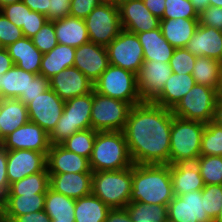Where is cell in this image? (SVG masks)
Masks as SVG:
<instances>
[{"mask_svg":"<svg viewBox=\"0 0 222 222\" xmlns=\"http://www.w3.org/2000/svg\"><path fill=\"white\" fill-rule=\"evenodd\" d=\"M173 116L152 102L132 106L122 132L134 164H169Z\"/></svg>","mask_w":222,"mask_h":222,"instance_id":"1","label":"cell"},{"mask_svg":"<svg viewBox=\"0 0 222 222\" xmlns=\"http://www.w3.org/2000/svg\"><path fill=\"white\" fill-rule=\"evenodd\" d=\"M169 164H134L130 202L168 206L173 199Z\"/></svg>","mask_w":222,"mask_h":222,"instance_id":"2","label":"cell"},{"mask_svg":"<svg viewBox=\"0 0 222 222\" xmlns=\"http://www.w3.org/2000/svg\"><path fill=\"white\" fill-rule=\"evenodd\" d=\"M89 164L92 172L121 170L133 166L123 132H97Z\"/></svg>","mask_w":222,"mask_h":222,"instance_id":"3","label":"cell"},{"mask_svg":"<svg viewBox=\"0 0 222 222\" xmlns=\"http://www.w3.org/2000/svg\"><path fill=\"white\" fill-rule=\"evenodd\" d=\"M206 123L173 116L169 165L196 162L201 155V141Z\"/></svg>","mask_w":222,"mask_h":222,"instance_id":"4","label":"cell"},{"mask_svg":"<svg viewBox=\"0 0 222 222\" xmlns=\"http://www.w3.org/2000/svg\"><path fill=\"white\" fill-rule=\"evenodd\" d=\"M132 192V166L121 170L93 172L92 194L111 209L125 208Z\"/></svg>","mask_w":222,"mask_h":222,"instance_id":"5","label":"cell"},{"mask_svg":"<svg viewBox=\"0 0 222 222\" xmlns=\"http://www.w3.org/2000/svg\"><path fill=\"white\" fill-rule=\"evenodd\" d=\"M93 91L65 101L62 116L49 134L50 145L61 144L75 132L90 129Z\"/></svg>","mask_w":222,"mask_h":222,"instance_id":"6","label":"cell"},{"mask_svg":"<svg viewBox=\"0 0 222 222\" xmlns=\"http://www.w3.org/2000/svg\"><path fill=\"white\" fill-rule=\"evenodd\" d=\"M94 91L118 99L132 106L142 103L137 85V74L109 65L93 84Z\"/></svg>","mask_w":222,"mask_h":222,"instance_id":"7","label":"cell"},{"mask_svg":"<svg viewBox=\"0 0 222 222\" xmlns=\"http://www.w3.org/2000/svg\"><path fill=\"white\" fill-rule=\"evenodd\" d=\"M89 40L107 47L123 30L117 3L100 2L84 19Z\"/></svg>","mask_w":222,"mask_h":222,"instance_id":"8","label":"cell"},{"mask_svg":"<svg viewBox=\"0 0 222 222\" xmlns=\"http://www.w3.org/2000/svg\"><path fill=\"white\" fill-rule=\"evenodd\" d=\"M132 108L130 103L99 94L93 90L91 127L94 131H122Z\"/></svg>","mask_w":222,"mask_h":222,"instance_id":"9","label":"cell"},{"mask_svg":"<svg viewBox=\"0 0 222 222\" xmlns=\"http://www.w3.org/2000/svg\"><path fill=\"white\" fill-rule=\"evenodd\" d=\"M217 102V89L195 84L172 112L175 117L209 123Z\"/></svg>","mask_w":222,"mask_h":222,"instance_id":"10","label":"cell"},{"mask_svg":"<svg viewBox=\"0 0 222 222\" xmlns=\"http://www.w3.org/2000/svg\"><path fill=\"white\" fill-rule=\"evenodd\" d=\"M106 49L110 65L138 74L144 55L137 34L122 30Z\"/></svg>","mask_w":222,"mask_h":222,"instance_id":"11","label":"cell"},{"mask_svg":"<svg viewBox=\"0 0 222 222\" xmlns=\"http://www.w3.org/2000/svg\"><path fill=\"white\" fill-rule=\"evenodd\" d=\"M64 105L65 101L49 88L26 105L29 120L50 134L62 116Z\"/></svg>","mask_w":222,"mask_h":222,"instance_id":"12","label":"cell"},{"mask_svg":"<svg viewBox=\"0 0 222 222\" xmlns=\"http://www.w3.org/2000/svg\"><path fill=\"white\" fill-rule=\"evenodd\" d=\"M48 152L20 149L7 150V177L9 185L37 172H48Z\"/></svg>","mask_w":222,"mask_h":222,"instance_id":"13","label":"cell"},{"mask_svg":"<svg viewBox=\"0 0 222 222\" xmlns=\"http://www.w3.org/2000/svg\"><path fill=\"white\" fill-rule=\"evenodd\" d=\"M172 73L169 63L144 60L137 74L138 91L142 102H152L162 92Z\"/></svg>","mask_w":222,"mask_h":222,"instance_id":"14","label":"cell"},{"mask_svg":"<svg viewBox=\"0 0 222 222\" xmlns=\"http://www.w3.org/2000/svg\"><path fill=\"white\" fill-rule=\"evenodd\" d=\"M117 4L123 30L137 34L160 26V19L150 12L143 0H119Z\"/></svg>","mask_w":222,"mask_h":222,"instance_id":"15","label":"cell"},{"mask_svg":"<svg viewBox=\"0 0 222 222\" xmlns=\"http://www.w3.org/2000/svg\"><path fill=\"white\" fill-rule=\"evenodd\" d=\"M167 217L175 222H213L204 210L202 190L174 196L167 206Z\"/></svg>","mask_w":222,"mask_h":222,"instance_id":"16","label":"cell"},{"mask_svg":"<svg viewBox=\"0 0 222 222\" xmlns=\"http://www.w3.org/2000/svg\"><path fill=\"white\" fill-rule=\"evenodd\" d=\"M1 146L7 150L28 149L37 152H48L49 134L39 125L28 122L7 135Z\"/></svg>","mask_w":222,"mask_h":222,"instance_id":"17","label":"cell"},{"mask_svg":"<svg viewBox=\"0 0 222 222\" xmlns=\"http://www.w3.org/2000/svg\"><path fill=\"white\" fill-rule=\"evenodd\" d=\"M109 65L106 47L88 42L76 48L74 67L79 69L93 84Z\"/></svg>","mask_w":222,"mask_h":222,"instance_id":"18","label":"cell"},{"mask_svg":"<svg viewBox=\"0 0 222 222\" xmlns=\"http://www.w3.org/2000/svg\"><path fill=\"white\" fill-rule=\"evenodd\" d=\"M50 88L64 101L89 94L93 83L76 67H68L49 80Z\"/></svg>","mask_w":222,"mask_h":222,"instance_id":"19","label":"cell"},{"mask_svg":"<svg viewBox=\"0 0 222 222\" xmlns=\"http://www.w3.org/2000/svg\"><path fill=\"white\" fill-rule=\"evenodd\" d=\"M46 165L49 174L93 173L88 158L68 151L61 144L50 145Z\"/></svg>","mask_w":222,"mask_h":222,"instance_id":"20","label":"cell"},{"mask_svg":"<svg viewBox=\"0 0 222 222\" xmlns=\"http://www.w3.org/2000/svg\"><path fill=\"white\" fill-rule=\"evenodd\" d=\"M185 48L195 57H208L222 61V31L198 25Z\"/></svg>","mask_w":222,"mask_h":222,"instance_id":"21","label":"cell"},{"mask_svg":"<svg viewBox=\"0 0 222 222\" xmlns=\"http://www.w3.org/2000/svg\"><path fill=\"white\" fill-rule=\"evenodd\" d=\"M93 173L49 174V187L72 199L92 194Z\"/></svg>","mask_w":222,"mask_h":222,"instance_id":"22","label":"cell"},{"mask_svg":"<svg viewBox=\"0 0 222 222\" xmlns=\"http://www.w3.org/2000/svg\"><path fill=\"white\" fill-rule=\"evenodd\" d=\"M170 175L174 196L204 188L203 179L195 162L171 164Z\"/></svg>","mask_w":222,"mask_h":222,"instance_id":"23","label":"cell"},{"mask_svg":"<svg viewBox=\"0 0 222 222\" xmlns=\"http://www.w3.org/2000/svg\"><path fill=\"white\" fill-rule=\"evenodd\" d=\"M195 84L192 74L172 73L166 81L162 92L152 103L173 110Z\"/></svg>","mask_w":222,"mask_h":222,"instance_id":"24","label":"cell"},{"mask_svg":"<svg viewBox=\"0 0 222 222\" xmlns=\"http://www.w3.org/2000/svg\"><path fill=\"white\" fill-rule=\"evenodd\" d=\"M46 193L5 196L0 201V214L9 220L17 216L44 210Z\"/></svg>","mask_w":222,"mask_h":222,"instance_id":"25","label":"cell"},{"mask_svg":"<svg viewBox=\"0 0 222 222\" xmlns=\"http://www.w3.org/2000/svg\"><path fill=\"white\" fill-rule=\"evenodd\" d=\"M27 106L19 99H0V145L17 128L28 123Z\"/></svg>","mask_w":222,"mask_h":222,"instance_id":"26","label":"cell"},{"mask_svg":"<svg viewBox=\"0 0 222 222\" xmlns=\"http://www.w3.org/2000/svg\"><path fill=\"white\" fill-rule=\"evenodd\" d=\"M57 42L78 48L90 42L84 19L68 16L53 20Z\"/></svg>","mask_w":222,"mask_h":222,"instance_id":"27","label":"cell"},{"mask_svg":"<svg viewBox=\"0 0 222 222\" xmlns=\"http://www.w3.org/2000/svg\"><path fill=\"white\" fill-rule=\"evenodd\" d=\"M137 36L143 48L144 60L169 63L175 48L164 38L160 26L137 33Z\"/></svg>","mask_w":222,"mask_h":222,"instance_id":"28","label":"cell"},{"mask_svg":"<svg viewBox=\"0 0 222 222\" xmlns=\"http://www.w3.org/2000/svg\"><path fill=\"white\" fill-rule=\"evenodd\" d=\"M14 65L34 74H39L42 53L33 44L31 38L23 37L7 48Z\"/></svg>","mask_w":222,"mask_h":222,"instance_id":"29","label":"cell"},{"mask_svg":"<svg viewBox=\"0 0 222 222\" xmlns=\"http://www.w3.org/2000/svg\"><path fill=\"white\" fill-rule=\"evenodd\" d=\"M199 25L198 19H161L164 38L176 49L185 48Z\"/></svg>","mask_w":222,"mask_h":222,"instance_id":"30","label":"cell"},{"mask_svg":"<svg viewBox=\"0 0 222 222\" xmlns=\"http://www.w3.org/2000/svg\"><path fill=\"white\" fill-rule=\"evenodd\" d=\"M75 52L76 48L58 43L50 52L42 55L39 74L50 80L65 68L73 67Z\"/></svg>","mask_w":222,"mask_h":222,"instance_id":"31","label":"cell"},{"mask_svg":"<svg viewBox=\"0 0 222 222\" xmlns=\"http://www.w3.org/2000/svg\"><path fill=\"white\" fill-rule=\"evenodd\" d=\"M35 75L13 65L0 76V99H19L23 92H27Z\"/></svg>","mask_w":222,"mask_h":222,"instance_id":"32","label":"cell"},{"mask_svg":"<svg viewBox=\"0 0 222 222\" xmlns=\"http://www.w3.org/2000/svg\"><path fill=\"white\" fill-rule=\"evenodd\" d=\"M44 211L57 222H75V199L48 188L45 195Z\"/></svg>","mask_w":222,"mask_h":222,"instance_id":"33","label":"cell"},{"mask_svg":"<svg viewBox=\"0 0 222 222\" xmlns=\"http://www.w3.org/2000/svg\"><path fill=\"white\" fill-rule=\"evenodd\" d=\"M111 208L90 194L75 200V222H104Z\"/></svg>","mask_w":222,"mask_h":222,"instance_id":"34","label":"cell"},{"mask_svg":"<svg viewBox=\"0 0 222 222\" xmlns=\"http://www.w3.org/2000/svg\"><path fill=\"white\" fill-rule=\"evenodd\" d=\"M196 84L219 90L222 80V64L216 59L197 57L192 72Z\"/></svg>","mask_w":222,"mask_h":222,"instance_id":"35","label":"cell"},{"mask_svg":"<svg viewBox=\"0 0 222 222\" xmlns=\"http://www.w3.org/2000/svg\"><path fill=\"white\" fill-rule=\"evenodd\" d=\"M48 188L49 173L37 172L10 184L8 193L5 196L46 193Z\"/></svg>","mask_w":222,"mask_h":222,"instance_id":"36","label":"cell"},{"mask_svg":"<svg viewBox=\"0 0 222 222\" xmlns=\"http://www.w3.org/2000/svg\"><path fill=\"white\" fill-rule=\"evenodd\" d=\"M127 210L132 222H163L167 218V206L130 202Z\"/></svg>","mask_w":222,"mask_h":222,"instance_id":"37","label":"cell"},{"mask_svg":"<svg viewBox=\"0 0 222 222\" xmlns=\"http://www.w3.org/2000/svg\"><path fill=\"white\" fill-rule=\"evenodd\" d=\"M96 133L97 131H94L92 128L75 132L63 141L61 145L68 151L90 159Z\"/></svg>","mask_w":222,"mask_h":222,"instance_id":"38","label":"cell"},{"mask_svg":"<svg viewBox=\"0 0 222 222\" xmlns=\"http://www.w3.org/2000/svg\"><path fill=\"white\" fill-rule=\"evenodd\" d=\"M204 185H222V156L200 155L196 160Z\"/></svg>","mask_w":222,"mask_h":222,"instance_id":"39","label":"cell"},{"mask_svg":"<svg viewBox=\"0 0 222 222\" xmlns=\"http://www.w3.org/2000/svg\"><path fill=\"white\" fill-rule=\"evenodd\" d=\"M201 155L222 156V127L216 123H206L201 141Z\"/></svg>","mask_w":222,"mask_h":222,"instance_id":"40","label":"cell"},{"mask_svg":"<svg viewBox=\"0 0 222 222\" xmlns=\"http://www.w3.org/2000/svg\"><path fill=\"white\" fill-rule=\"evenodd\" d=\"M202 199H204V210L214 222L222 208V185H204Z\"/></svg>","mask_w":222,"mask_h":222,"instance_id":"41","label":"cell"},{"mask_svg":"<svg viewBox=\"0 0 222 222\" xmlns=\"http://www.w3.org/2000/svg\"><path fill=\"white\" fill-rule=\"evenodd\" d=\"M198 19L199 14L190 0H165V9L162 19Z\"/></svg>","mask_w":222,"mask_h":222,"instance_id":"42","label":"cell"},{"mask_svg":"<svg viewBox=\"0 0 222 222\" xmlns=\"http://www.w3.org/2000/svg\"><path fill=\"white\" fill-rule=\"evenodd\" d=\"M31 39L42 54L50 52L58 44L53 21H46Z\"/></svg>","mask_w":222,"mask_h":222,"instance_id":"43","label":"cell"},{"mask_svg":"<svg viewBox=\"0 0 222 222\" xmlns=\"http://www.w3.org/2000/svg\"><path fill=\"white\" fill-rule=\"evenodd\" d=\"M196 58L186 48H176L169 65L175 74H192Z\"/></svg>","mask_w":222,"mask_h":222,"instance_id":"44","label":"cell"},{"mask_svg":"<svg viewBox=\"0 0 222 222\" xmlns=\"http://www.w3.org/2000/svg\"><path fill=\"white\" fill-rule=\"evenodd\" d=\"M24 37L23 31L0 11V47L7 48Z\"/></svg>","mask_w":222,"mask_h":222,"instance_id":"45","label":"cell"},{"mask_svg":"<svg viewBox=\"0 0 222 222\" xmlns=\"http://www.w3.org/2000/svg\"><path fill=\"white\" fill-rule=\"evenodd\" d=\"M0 11L17 27L27 28L28 13L32 10L21 1L3 6Z\"/></svg>","mask_w":222,"mask_h":222,"instance_id":"46","label":"cell"},{"mask_svg":"<svg viewBox=\"0 0 222 222\" xmlns=\"http://www.w3.org/2000/svg\"><path fill=\"white\" fill-rule=\"evenodd\" d=\"M49 88V80L42 74H36L33 81L30 82L27 92H23L19 97V100L27 105L29 102L34 100V98L39 96V94L44 93Z\"/></svg>","mask_w":222,"mask_h":222,"instance_id":"47","label":"cell"},{"mask_svg":"<svg viewBox=\"0 0 222 222\" xmlns=\"http://www.w3.org/2000/svg\"><path fill=\"white\" fill-rule=\"evenodd\" d=\"M199 25L213 27L222 31V8L209 6L199 14Z\"/></svg>","mask_w":222,"mask_h":222,"instance_id":"48","label":"cell"},{"mask_svg":"<svg viewBox=\"0 0 222 222\" xmlns=\"http://www.w3.org/2000/svg\"><path fill=\"white\" fill-rule=\"evenodd\" d=\"M101 0H72L70 3V16L85 19Z\"/></svg>","mask_w":222,"mask_h":222,"instance_id":"49","label":"cell"},{"mask_svg":"<svg viewBox=\"0 0 222 222\" xmlns=\"http://www.w3.org/2000/svg\"><path fill=\"white\" fill-rule=\"evenodd\" d=\"M48 21L47 17L35 11L28 13L27 28H21L24 37L32 38Z\"/></svg>","mask_w":222,"mask_h":222,"instance_id":"50","label":"cell"},{"mask_svg":"<svg viewBox=\"0 0 222 222\" xmlns=\"http://www.w3.org/2000/svg\"><path fill=\"white\" fill-rule=\"evenodd\" d=\"M70 16V2L68 0L49 1V20H57Z\"/></svg>","mask_w":222,"mask_h":222,"instance_id":"51","label":"cell"},{"mask_svg":"<svg viewBox=\"0 0 222 222\" xmlns=\"http://www.w3.org/2000/svg\"><path fill=\"white\" fill-rule=\"evenodd\" d=\"M7 149L0 145V201L5 197L9 190L7 177Z\"/></svg>","mask_w":222,"mask_h":222,"instance_id":"52","label":"cell"},{"mask_svg":"<svg viewBox=\"0 0 222 222\" xmlns=\"http://www.w3.org/2000/svg\"><path fill=\"white\" fill-rule=\"evenodd\" d=\"M13 222H51V218L44 210L17 216Z\"/></svg>","mask_w":222,"mask_h":222,"instance_id":"53","label":"cell"},{"mask_svg":"<svg viewBox=\"0 0 222 222\" xmlns=\"http://www.w3.org/2000/svg\"><path fill=\"white\" fill-rule=\"evenodd\" d=\"M49 1L50 0H22L32 11L43 14L49 20Z\"/></svg>","mask_w":222,"mask_h":222,"instance_id":"54","label":"cell"},{"mask_svg":"<svg viewBox=\"0 0 222 222\" xmlns=\"http://www.w3.org/2000/svg\"><path fill=\"white\" fill-rule=\"evenodd\" d=\"M104 222H132L125 208L111 209Z\"/></svg>","mask_w":222,"mask_h":222,"instance_id":"55","label":"cell"},{"mask_svg":"<svg viewBox=\"0 0 222 222\" xmlns=\"http://www.w3.org/2000/svg\"><path fill=\"white\" fill-rule=\"evenodd\" d=\"M145 6L158 19H162L165 9V0H143Z\"/></svg>","mask_w":222,"mask_h":222,"instance_id":"56","label":"cell"},{"mask_svg":"<svg viewBox=\"0 0 222 222\" xmlns=\"http://www.w3.org/2000/svg\"><path fill=\"white\" fill-rule=\"evenodd\" d=\"M14 65L6 48L0 47V76Z\"/></svg>","mask_w":222,"mask_h":222,"instance_id":"57","label":"cell"},{"mask_svg":"<svg viewBox=\"0 0 222 222\" xmlns=\"http://www.w3.org/2000/svg\"><path fill=\"white\" fill-rule=\"evenodd\" d=\"M211 122L216 123L217 125L222 127V103H220L219 101L214 107L213 117Z\"/></svg>","mask_w":222,"mask_h":222,"instance_id":"58","label":"cell"},{"mask_svg":"<svg viewBox=\"0 0 222 222\" xmlns=\"http://www.w3.org/2000/svg\"><path fill=\"white\" fill-rule=\"evenodd\" d=\"M190 2L198 14L210 6L209 0H190Z\"/></svg>","mask_w":222,"mask_h":222,"instance_id":"59","label":"cell"},{"mask_svg":"<svg viewBox=\"0 0 222 222\" xmlns=\"http://www.w3.org/2000/svg\"><path fill=\"white\" fill-rule=\"evenodd\" d=\"M22 0H0V9L3 6L9 5V4H13V3H18L21 2Z\"/></svg>","mask_w":222,"mask_h":222,"instance_id":"60","label":"cell"},{"mask_svg":"<svg viewBox=\"0 0 222 222\" xmlns=\"http://www.w3.org/2000/svg\"><path fill=\"white\" fill-rule=\"evenodd\" d=\"M210 6H217L222 8V0H209Z\"/></svg>","mask_w":222,"mask_h":222,"instance_id":"61","label":"cell"},{"mask_svg":"<svg viewBox=\"0 0 222 222\" xmlns=\"http://www.w3.org/2000/svg\"><path fill=\"white\" fill-rule=\"evenodd\" d=\"M218 101L220 103H222V80H221V84H220V87H219V90H218Z\"/></svg>","mask_w":222,"mask_h":222,"instance_id":"62","label":"cell"},{"mask_svg":"<svg viewBox=\"0 0 222 222\" xmlns=\"http://www.w3.org/2000/svg\"><path fill=\"white\" fill-rule=\"evenodd\" d=\"M214 222H222V208L220 210L219 215L216 217V219L214 220Z\"/></svg>","mask_w":222,"mask_h":222,"instance_id":"63","label":"cell"},{"mask_svg":"<svg viewBox=\"0 0 222 222\" xmlns=\"http://www.w3.org/2000/svg\"><path fill=\"white\" fill-rule=\"evenodd\" d=\"M0 222H13L12 220L6 219L4 218L1 214H0Z\"/></svg>","mask_w":222,"mask_h":222,"instance_id":"64","label":"cell"},{"mask_svg":"<svg viewBox=\"0 0 222 222\" xmlns=\"http://www.w3.org/2000/svg\"><path fill=\"white\" fill-rule=\"evenodd\" d=\"M102 2H113V3H118L119 0H101Z\"/></svg>","mask_w":222,"mask_h":222,"instance_id":"65","label":"cell"},{"mask_svg":"<svg viewBox=\"0 0 222 222\" xmlns=\"http://www.w3.org/2000/svg\"><path fill=\"white\" fill-rule=\"evenodd\" d=\"M163 222H175V221H173L167 217Z\"/></svg>","mask_w":222,"mask_h":222,"instance_id":"66","label":"cell"}]
</instances>
